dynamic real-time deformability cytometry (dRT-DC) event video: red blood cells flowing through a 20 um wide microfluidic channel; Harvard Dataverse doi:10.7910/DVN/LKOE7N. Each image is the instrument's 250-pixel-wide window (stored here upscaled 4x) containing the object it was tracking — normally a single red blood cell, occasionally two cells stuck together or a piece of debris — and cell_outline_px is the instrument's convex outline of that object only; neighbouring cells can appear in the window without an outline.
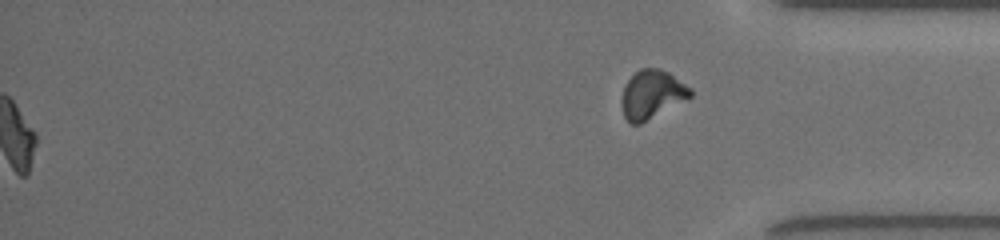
{"species": "common noctule bat (a hibernating species)", "species_latin": "Nyctalus noctula", "temperature_condition": "room temperature", "stored_images_in_passage": 53, "segment_of_instrument_passage": [2, 2], "camera_frame_rate_fps": 3000, "um_per_image_px": 0.085, "animal": {"sex": "female", "body_mass_g": 19.5, "forearm_length_mm": 54.1}, "frame": {"image": 1, "passage_image": 53, "time_ms": 17.333, "image_size_px": [1000, 240], "cell_outline_px": [[692, 96], [640, 124], [632, 124], [624, 116], [624, 84], [640, 68], [660, 68], [668, 72], [692, 88]], "centroid_in_image_um": [55.45, 8.0], "position_along_channel_um": 379.7, "area_um2": 18.9}}